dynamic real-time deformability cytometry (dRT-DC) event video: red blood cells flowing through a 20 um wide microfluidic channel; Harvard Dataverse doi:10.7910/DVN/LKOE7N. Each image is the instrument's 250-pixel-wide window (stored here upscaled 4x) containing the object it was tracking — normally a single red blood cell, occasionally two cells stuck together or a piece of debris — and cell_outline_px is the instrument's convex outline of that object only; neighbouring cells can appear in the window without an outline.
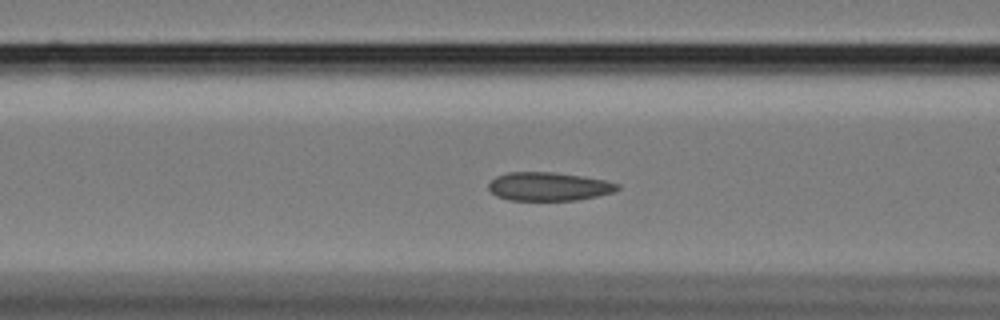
{"species": "Egyptian fruit bat (a non-hibernating species)", "species_latin": "Rousettus aegyptiacus", "temperature_condition": "cold", "stored_images_in_passage": 56, "camera_frame_rate_fps": 3000, "um_per_image_px": 0.085, "animal": {"sex": "female"}, "frame": {"image": 1, "passage_image": 20, "time_ms": 6.333, "image_size_px": [1000, 320], "cell_outline_px": [[620, 188], [612, 192], [596, 196], [576, 200], [508, 200], [496, 196], [488, 188], [488, 184], [496, 176], [508, 172], [552, 172], [608, 180], [620, 184]], "centroid_in_image_um": [46.64, 15.85], "position_along_channel_um": 120.0, "area_um2": 21.39}}
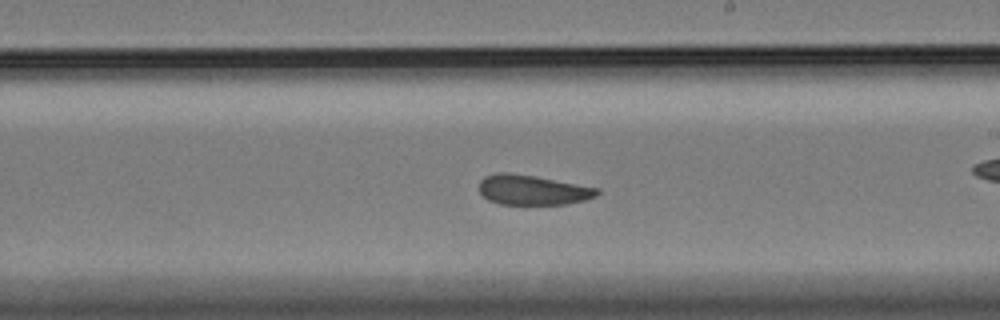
{"frame": {"image": 2, "passage_image": 31, "time_ms": 10.0, "image_size_px": [1000, 320], "cell_outline_px": [[600, 192], [596, 196], [584, 200], [568, 204], [500, 204], [488, 200], [480, 192], [480, 180], [484, 176], [500, 172], [504, 172], [536, 176], [600, 188]], "centroid_in_image_um": [45.29, 16.14], "position_along_channel_um": 243.7, "area_um2": 20.58}}
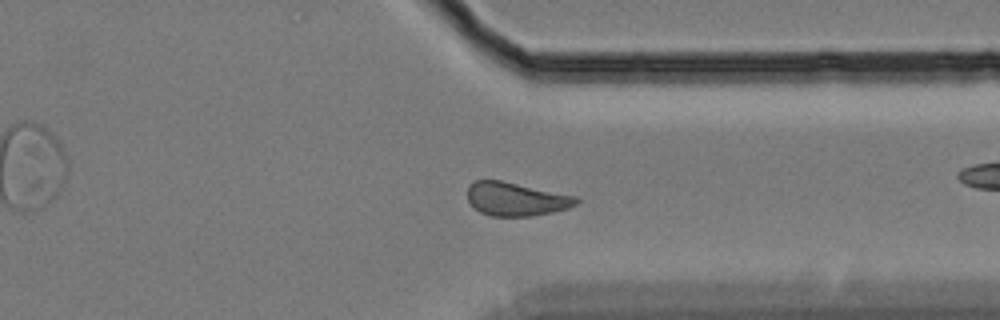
{"frame": {"image": 3, "passage_image": 42, "time_ms": 13.667, "image_size_px": [1000, 320], "cell_outline_px": [[580, 200], [576, 204], [568, 208], [552, 212], [532, 216], [492, 216], [480, 212], [468, 200], [468, 184], [476, 180], [500, 180], [576, 196]], "centroid_in_image_um": [43.86, 16.92], "position_along_channel_um": 367.5, "area_um2": 21.1}, "authors_computed_cell_mechanics": {"area_um2": 21.8773, "velocity_mm_per_s": 3.3789, "shape_relaxation_time_tau1_ms": null, "shape_relaxation_time_tau2_ms": 2.1975, "deformation_change_tau1": null, "deformation_change_tau2": 0.0813}}